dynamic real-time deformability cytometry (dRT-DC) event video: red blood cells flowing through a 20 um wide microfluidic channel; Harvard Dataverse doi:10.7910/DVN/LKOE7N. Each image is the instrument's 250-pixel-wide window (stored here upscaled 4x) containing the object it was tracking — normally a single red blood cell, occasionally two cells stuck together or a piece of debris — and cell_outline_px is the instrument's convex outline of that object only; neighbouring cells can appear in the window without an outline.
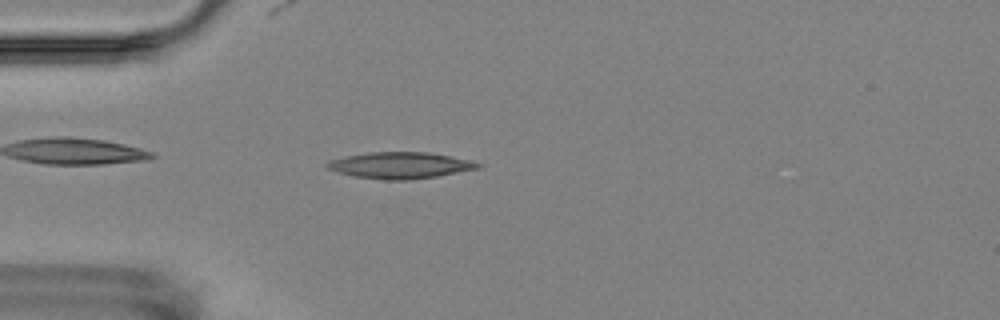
{"species": "Egyptian fruit bat (a non-hibernating species)", "species_latin": "Rousettus aegyptiacus", "temperature_condition": "room temperature", "stored_images_in_passage": 4, "camera_frame_rate_fps": 3000, "um_per_image_px": 0.085, "animal": {"sex": "female"}, "frame": {"image": 1, "passage_image": 3, "time_ms": 2.333, "image_size_px": [1000, 320], "cell_outline_px": [[484, 164], [480, 168], [436, 176], [408, 180], [384, 180], [356, 176], [336, 172], [328, 168], [324, 164], [328, 160], [368, 152], [428, 152], [472, 160]], "centroid_in_image_um": [34.03, 14.05], "position_along_channel_um": 51.0, "area_um2": 23.18}}